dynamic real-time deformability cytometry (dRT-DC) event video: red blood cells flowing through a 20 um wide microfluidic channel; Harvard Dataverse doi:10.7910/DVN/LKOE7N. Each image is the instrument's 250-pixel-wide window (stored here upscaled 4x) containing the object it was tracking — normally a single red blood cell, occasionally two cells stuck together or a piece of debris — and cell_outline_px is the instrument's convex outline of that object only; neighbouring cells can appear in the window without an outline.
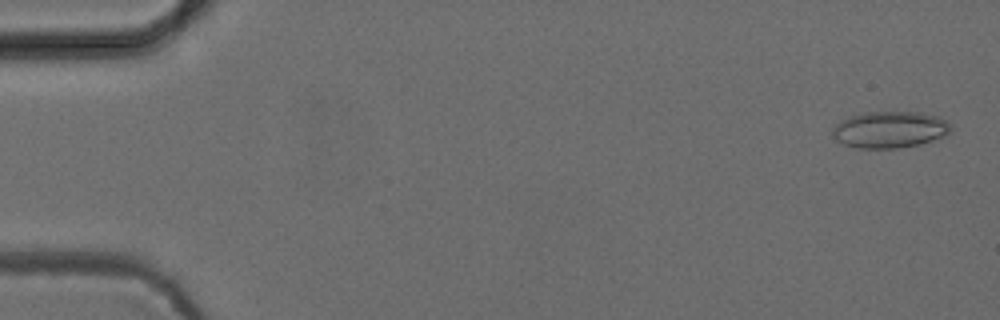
{"species": "common noctule bat (a hibernating species)", "species_latin": "Nyctalus noctula", "temperature_condition": "cold", "stored_images_in_passage": 51, "camera_frame_rate_fps": 3000, "um_per_image_px": 0.085, "animal": {"sex": "female", "body_mass_g": 24.6, "forearm_length_mm": 56.2}, "frame": {"image": 1, "passage_image": 1, "time_ms": 0.0, "image_size_px": [1000, 320], "cell_outline_px": [[952, 128], [944, 136], [920, 144], [900, 148], [856, 148], [844, 144], [836, 140], [832, 136], [832, 128], [836, 124], [848, 116], [864, 112], [920, 112], [936, 116], [944, 120]], "centroid_in_image_um": [75.58, 11.02], "position_along_channel_um": 9.4, "area_um2": 25.2}}
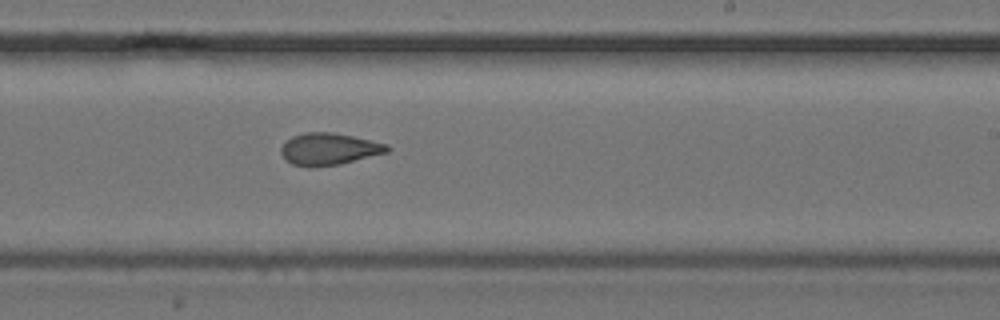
{"frame": {"image": 2, "passage_image": 31, "time_ms": 10.0, "image_size_px": [1000, 320], "cell_outline_px": [[392, 148], [388, 152], [340, 164], [308, 168], [292, 164], [284, 160], [280, 152], [280, 148], [292, 136], [304, 132], [332, 132], [352, 136], [388, 144]], "centroid_in_image_um": [27.94, 12.68], "position_along_channel_um": 261.1, "area_um2": 19.94}}
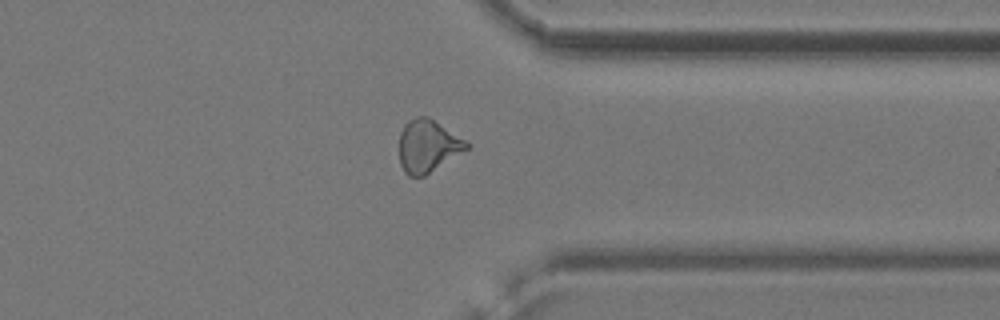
{"frame": {"image": 3, "passage_image": 40, "time_ms": 13.0, "image_size_px": [1000, 320], "cell_outline_px": [[472, 144], [468, 148], [424, 176], [408, 176], [404, 172], [400, 164], [400, 132], [404, 124], [408, 120], [416, 116], [428, 116], [468, 140]], "centroid_in_image_um": [36.37, 12.38], "position_along_channel_um": 375.0, "area_um2": 20.75}, "authors_computed_cell_mechanics": {"area_um2": 20.1144, "velocity_mm_per_s": 3.9233, "shape_relaxation_time_tau1_ms": null, "shape_relaxation_time_tau2_ms": 2.7796, "deformation_change_tau1": null, "deformation_change_tau2": 0.1034}}